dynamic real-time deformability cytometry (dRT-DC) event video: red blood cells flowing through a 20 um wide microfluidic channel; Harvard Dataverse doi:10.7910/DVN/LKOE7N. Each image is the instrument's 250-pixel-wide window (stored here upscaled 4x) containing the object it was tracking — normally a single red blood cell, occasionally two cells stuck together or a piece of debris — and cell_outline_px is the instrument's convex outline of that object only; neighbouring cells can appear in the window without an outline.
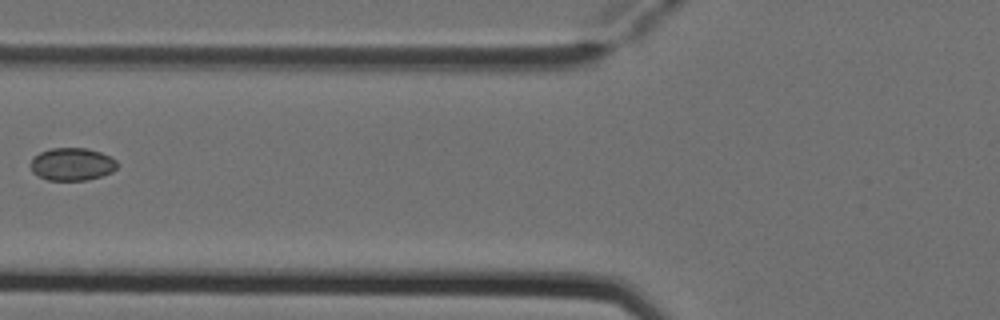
{"species": "Egyptian fruit bat (a non-hibernating species)", "species_latin": "Rousettus aegyptiacus", "temperature_condition": "cold", "stored_images_in_passage": 6, "camera_frame_rate_fps": 3000, "um_per_image_px": 0.085, "animal": {"sex": "female"}, "frame": {"image": 1, "passage_image": 6, "time_ms": 1.667, "image_size_px": [1000, 320], "cell_outline_px": [[116, 168], [112, 172], [88, 180], [48, 180], [32, 172], [28, 164], [32, 156], [40, 152], [52, 148], [88, 148], [100, 152], [116, 160]], "centroid_in_image_um": [6.07, 13.95], "position_along_channel_um": 119.7, "area_um2": 16.59}}